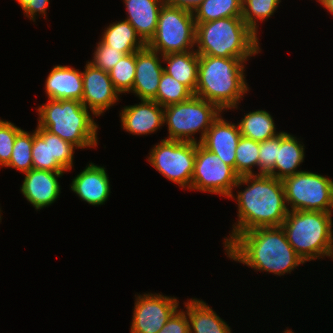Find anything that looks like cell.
I'll return each instance as SVG.
<instances>
[{
  "label": "cell",
  "mask_w": 333,
  "mask_h": 333,
  "mask_svg": "<svg viewBox=\"0 0 333 333\" xmlns=\"http://www.w3.org/2000/svg\"><path fill=\"white\" fill-rule=\"evenodd\" d=\"M242 185L246 186L243 191L228 197L236 201L238 215L229 237L224 238V248L242 232L281 226L289 212L281 179L266 174L246 175L238 178L234 188Z\"/></svg>",
  "instance_id": "cell-1"
},
{
  "label": "cell",
  "mask_w": 333,
  "mask_h": 333,
  "mask_svg": "<svg viewBox=\"0 0 333 333\" xmlns=\"http://www.w3.org/2000/svg\"><path fill=\"white\" fill-rule=\"evenodd\" d=\"M136 68V52L126 54L120 61L108 71L109 77L115 89L122 93H130L134 85Z\"/></svg>",
  "instance_id": "cell-32"
},
{
  "label": "cell",
  "mask_w": 333,
  "mask_h": 333,
  "mask_svg": "<svg viewBox=\"0 0 333 333\" xmlns=\"http://www.w3.org/2000/svg\"><path fill=\"white\" fill-rule=\"evenodd\" d=\"M194 94L181 82L163 71L156 94V102L162 107L189 100Z\"/></svg>",
  "instance_id": "cell-30"
},
{
  "label": "cell",
  "mask_w": 333,
  "mask_h": 333,
  "mask_svg": "<svg viewBox=\"0 0 333 333\" xmlns=\"http://www.w3.org/2000/svg\"><path fill=\"white\" fill-rule=\"evenodd\" d=\"M277 157V136L259 142V175L274 177V165Z\"/></svg>",
  "instance_id": "cell-35"
},
{
  "label": "cell",
  "mask_w": 333,
  "mask_h": 333,
  "mask_svg": "<svg viewBox=\"0 0 333 333\" xmlns=\"http://www.w3.org/2000/svg\"><path fill=\"white\" fill-rule=\"evenodd\" d=\"M282 183L289 211L333 212V179L304 170Z\"/></svg>",
  "instance_id": "cell-9"
},
{
  "label": "cell",
  "mask_w": 333,
  "mask_h": 333,
  "mask_svg": "<svg viewBox=\"0 0 333 333\" xmlns=\"http://www.w3.org/2000/svg\"><path fill=\"white\" fill-rule=\"evenodd\" d=\"M164 71L185 85L193 94L198 82L199 55L195 50L163 56Z\"/></svg>",
  "instance_id": "cell-24"
},
{
  "label": "cell",
  "mask_w": 333,
  "mask_h": 333,
  "mask_svg": "<svg viewBox=\"0 0 333 333\" xmlns=\"http://www.w3.org/2000/svg\"><path fill=\"white\" fill-rule=\"evenodd\" d=\"M100 40L111 48L125 54L143 49L146 43L136 33L135 28L126 20L112 22L104 28Z\"/></svg>",
  "instance_id": "cell-25"
},
{
  "label": "cell",
  "mask_w": 333,
  "mask_h": 333,
  "mask_svg": "<svg viewBox=\"0 0 333 333\" xmlns=\"http://www.w3.org/2000/svg\"><path fill=\"white\" fill-rule=\"evenodd\" d=\"M147 161L162 176L179 187H191L196 158V143L162 139L153 145Z\"/></svg>",
  "instance_id": "cell-10"
},
{
  "label": "cell",
  "mask_w": 333,
  "mask_h": 333,
  "mask_svg": "<svg viewBox=\"0 0 333 333\" xmlns=\"http://www.w3.org/2000/svg\"><path fill=\"white\" fill-rule=\"evenodd\" d=\"M175 296L161 293L135 295L130 333H157L179 307Z\"/></svg>",
  "instance_id": "cell-13"
},
{
  "label": "cell",
  "mask_w": 333,
  "mask_h": 333,
  "mask_svg": "<svg viewBox=\"0 0 333 333\" xmlns=\"http://www.w3.org/2000/svg\"><path fill=\"white\" fill-rule=\"evenodd\" d=\"M125 55H126L125 53L109 47L100 40L97 43L96 48L94 50L93 59L90 60L89 62L93 64L95 67L108 72Z\"/></svg>",
  "instance_id": "cell-34"
},
{
  "label": "cell",
  "mask_w": 333,
  "mask_h": 333,
  "mask_svg": "<svg viewBox=\"0 0 333 333\" xmlns=\"http://www.w3.org/2000/svg\"><path fill=\"white\" fill-rule=\"evenodd\" d=\"M84 67L81 102L91 114L98 117L118 103L120 93L115 89L107 71L95 67L89 61Z\"/></svg>",
  "instance_id": "cell-14"
},
{
  "label": "cell",
  "mask_w": 333,
  "mask_h": 333,
  "mask_svg": "<svg viewBox=\"0 0 333 333\" xmlns=\"http://www.w3.org/2000/svg\"><path fill=\"white\" fill-rule=\"evenodd\" d=\"M248 60L199 55L194 95L215 104L222 112L237 110L243 96L250 90L244 73Z\"/></svg>",
  "instance_id": "cell-3"
},
{
  "label": "cell",
  "mask_w": 333,
  "mask_h": 333,
  "mask_svg": "<svg viewBox=\"0 0 333 333\" xmlns=\"http://www.w3.org/2000/svg\"><path fill=\"white\" fill-rule=\"evenodd\" d=\"M1 211H2V210H1V207H0V222H1V220H2V217H1V214H2V213H1Z\"/></svg>",
  "instance_id": "cell-42"
},
{
  "label": "cell",
  "mask_w": 333,
  "mask_h": 333,
  "mask_svg": "<svg viewBox=\"0 0 333 333\" xmlns=\"http://www.w3.org/2000/svg\"><path fill=\"white\" fill-rule=\"evenodd\" d=\"M284 330H285V331H283L282 333H294L293 330H291V329L288 330V328H287V329H284Z\"/></svg>",
  "instance_id": "cell-41"
},
{
  "label": "cell",
  "mask_w": 333,
  "mask_h": 333,
  "mask_svg": "<svg viewBox=\"0 0 333 333\" xmlns=\"http://www.w3.org/2000/svg\"><path fill=\"white\" fill-rule=\"evenodd\" d=\"M163 56L147 45L136 52L135 79L132 91L139 100L156 101L157 89L164 71Z\"/></svg>",
  "instance_id": "cell-16"
},
{
  "label": "cell",
  "mask_w": 333,
  "mask_h": 333,
  "mask_svg": "<svg viewBox=\"0 0 333 333\" xmlns=\"http://www.w3.org/2000/svg\"><path fill=\"white\" fill-rule=\"evenodd\" d=\"M319 4L326 8L330 12L329 14L333 15V0H321Z\"/></svg>",
  "instance_id": "cell-39"
},
{
  "label": "cell",
  "mask_w": 333,
  "mask_h": 333,
  "mask_svg": "<svg viewBox=\"0 0 333 333\" xmlns=\"http://www.w3.org/2000/svg\"><path fill=\"white\" fill-rule=\"evenodd\" d=\"M119 116L123 130L132 135H151L164 127V107L154 100L124 106Z\"/></svg>",
  "instance_id": "cell-17"
},
{
  "label": "cell",
  "mask_w": 333,
  "mask_h": 333,
  "mask_svg": "<svg viewBox=\"0 0 333 333\" xmlns=\"http://www.w3.org/2000/svg\"><path fill=\"white\" fill-rule=\"evenodd\" d=\"M294 135L282 131L277 135V157L274 165V177L284 179L285 177L302 172L297 170L305 158V144Z\"/></svg>",
  "instance_id": "cell-22"
},
{
  "label": "cell",
  "mask_w": 333,
  "mask_h": 333,
  "mask_svg": "<svg viewBox=\"0 0 333 333\" xmlns=\"http://www.w3.org/2000/svg\"><path fill=\"white\" fill-rule=\"evenodd\" d=\"M37 126L68 141L78 149L98 146V125L81 101L48 99L38 106ZM93 116V117H92ZM88 147V148H87Z\"/></svg>",
  "instance_id": "cell-5"
},
{
  "label": "cell",
  "mask_w": 333,
  "mask_h": 333,
  "mask_svg": "<svg viewBox=\"0 0 333 333\" xmlns=\"http://www.w3.org/2000/svg\"><path fill=\"white\" fill-rule=\"evenodd\" d=\"M157 333H190L186 311L177 309Z\"/></svg>",
  "instance_id": "cell-36"
},
{
  "label": "cell",
  "mask_w": 333,
  "mask_h": 333,
  "mask_svg": "<svg viewBox=\"0 0 333 333\" xmlns=\"http://www.w3.org/2000/svg\"><path fill=\"white\" fill-rule=\"evenodd\" d=\"M184 306L190 333H232L227 322L203 300L191 298Z\"/></svg>",
  "instance_id": "cell-23"
},
{
  "label": "cell",
  "mask_w": 333,
  "mask_h": 333,
  "mask_svg": "<svg viewBox=\"0 0 333 333\" xmlns=\"http://www.w3.org/2000/svg\"><path fill=\"white\" fill-rule=\"evenodd\" d=\"M241 136L238 123L236 125L225 120L221 113L208 129L201 144L235 171V150Z\"/></svg>",
  "instance_id": "cell-19"
},
{
  "label": "cell",
  "mask_w": 333,
  "mask_h": 333,
  "mask_svg": "<svg viewBox=\"0 0 333 333\" xmlns=\"http://www.w3.org/2000/svg\"><path fill=\"white\" fill-rule=\"evenodd\" d=\"M235 173L241 177L256 175L253 168L257 166L259 175V142L252 139L240 137L235 150Z\"/></svg>",
  "instance_id": "cell-29"
},
{
  "label": "cell",
  "mask_w": 333,
  "mask_h": 333,
  "mask_svg": "<svg viewBox=\"0 0 333 333\" xmlns=\"http://www.w3.org/2000/svg\"><path fill=\"white\" fill-rule=\"evenodd\" d=\"M203 0H164V3L170 6L194 12Z\"/></svg>",
  "instance_id": "cell-38"
},
{
  "label": "cell",
  "mask_w": 333,
  "mask_h": 333,
  "mask_svg": "<svg viewBox=\"0 0 333 333\" xmlns=\"http://www.w3.org/2000/svg\"><path fill=\"white\" fill-rule=\"evenodd\" d=\"M70 189L80 200L89 205L101 206L105 204L111 193L106 168L90 162L72 179Z\"/></svg>",
  "instance_id": "cell-18"
},
{
  "label": "cell",
  "mask_w": 333,
  "mask_h": 333,
  "mask_svg": "<svg viewBox=\"0 0 333 333\" xmlns=\"http://www.w3.org/2000/svg\"><path fill=\"white\" fill-rule=\"evenodd\" d=\"M74 144L62 140L45 128L33 130L32 162L33 169L67 172L74 167Z\"/></svg>",
  "instance_id": "cell-12"
},
{
  "label": "cell",
  "mask_w": 333,
  "mask_h": 333,
  "mask_svg": "<svg viewBox=\"0 0 333 333\" xmlns=\"http://www.w3.org/2000/svg\"><path fill=\"white\" fill-rule=\"evenodd\" d=\"M128 21L147 44L155 35L164 0H123Z\"/></svg>",
  "instance_id": "cell-21"
},
{
  "label": "cell",
  "mask_w": 333,
  "mask_h": 333,
  "mask_svg": "<svg viewBox=\"0 0 333 333\" xmlns=\"http://www.w3.org/2000/svg\"><path fill=\"white\" fill-rule=\"evenodd\" d=\"M281 0H242V19L258 36V21L268 20L276 12Z\"/></svg>",
  "instance_id": "cell-28"
},
{
  "label": "cell",
  "mask_w": 333,
  "mask_h": 333,
  "mask_svg": "<svg viewBox=\"0 0 333 333\" xmlns=\"http://www.w3.org/2000/svg\"><path fill=\"white\" fill-rule=\"evenodd\" d=\"M239 176L215 153L196 143V158L190 190L221 195L228 198L234 194Z\"/></svg>",
  "instance_id": "cell-11"
},
{
  "label": "cell",
  "mask_w": 333,
  "mask_h": 333,
  "mask_svg": "<svg viewBox=\"0 0 333 333\" xmlns=\"http://www.w3.org/2000/svg\"><path fill=\"white\" fill-rule=\"evenodd\" d=\"M196 23L193 12L163 4L155 35L146 44L162 56L195 50Z\"/></svg>",
  "instance_id": "cell-8"
},
{
  "label": "cell",
  "mask_w": 333,
  "mask_h": 333,
  "mask_svg": "<svg viewBox=\"0 0 333 333\" xmlns=\"http://www.w3.org/2000/svg\"><path fill=\"white\" fill-rule=\"evenodd\" d=\"M195 51L198 55L250 59L261 53L259 37L242 17L196 23Z\"/></svg>",
  "instance_id": "cell-4"
},
{
  "label": "cell",
  "mask_w": 333,
  "mask_h": 333,
  "mask_svg": "<svg viewBox=\"0 0 333 333\" xmlns=\"http://www.w3.org/2000/svg\"><path fill=\"white\" fill-rule=\"evenodd\" d=\"M50 0H30L28 6L23 10L25 17L36 22V17L43 15L47 19L46 11Z\"/></svg>",
  "instance_id": "cell-37"
},
{
  "label": "cell",
  "mask_w": 333,
  "mask_h": 333,
  "mask_svg": "<svg viewBox=\"0 0 333 333\" xmlns=\"http://www.w3.org/2000/svg\"><path fill=\"white\" fill-rule=\"evenodd\" d=\"M224 250L229 259L275 276L291 274L305 263L289 244L281 226L242 232Z\"/></svg>",
  "instance_id": "cell-2"
},
{
  "label": "cell",
  "mask_w": 333,
  "mask_h": 333,
  "mask_svg": "<svg viewBox=\"0 0 333 333\" xmlns=\"http://www.w3.org/2000/svg\"><path fill=\"white\" fill-rule=\"evenodd\" d=\"M32 145L33 132L22 129L15 138L10 161L5 167L16 169L22 174L33 169Z\"/></svg>",
  "instance_id": "cell-31"
},
{
  "label": "cell",
  "mask_w": 333,
  "mask_h": 333,
  "mask_svg": "<svg viewBox=\"0 0 333 333\" xmlns=\"http://www.w3.org/2000/svg\"><path fill=\"white\" fill-rule=\"evenodd\" d=\"M332 212L289 211L281 227L288 242L304 262L333 260ZM324 257V258H323Z\"/></svg>",
  "instance_id": "cell-6"
},
{
  "label": "cell",
  "mask_w": 333,
  "mask_h": 333,
  "mask_svg": "<svg viewBox=\"0 0 333 333\" xmlns=\"http://www.w3.org/2000/svg\"><path fill=\"white\" fill-rule=\"evenodd\" d=\"M195 23L241 17L242 0H203L193 12Z\"/></svg>",
  "instance_id": "cell-27"
},
{
  "label": "cell",
  "mask_w": 333,
  "mask_h": 333,
  "mask_svg": "<svg viewBox=\"0 0 333 333\" xmlns=\"http://www.w3.org/2000/svg\"><path fill=\"white\" fill-rule=\"evenodd\" d=\"M48 99L82 100V71L68 65H55L45 80Z\"/></svg>",
  "instance_id": "cell-20"
},
{
  "label": "cell",
  "mask_w": 333,
  "mask_h": 333,
  "mask_svg": "<svg viewBox=\"0 0 333 333\" xmlns=\"http://www.w3.org/2000/svg\"><path fill=\"white\" fill-rule=\"evenodd\" d=\"M20 5L22 11L28 6L30 0H16Z\"/></svg>",
  "instance_id": "cell-40"
},
{
  "label": "cell",
  "mask_w": 333,
  "mask_h": 333,
  "mask_svg": "<svg viewBox=\"0 0 333 333\" xmlns=\"http://www.w3.org/2000/svg\"><path fill=\"white\" fill-rule=\"evenodd\" d=\"M243 116L238 125L241 135L245 138L262 142L282 133V131H276L273 117L266 110H253Z\"/></svg>",
  "instance_id": "cell-26"
},
{
  "label": "cell",
  "mask_w": 333,
  "mask_h": 333,
  "mask_svg": "<svg viewBox=\"0 0 333 333\" xmlns=\"http://www.w3.org/2000/svg\"><path fill=\"white\" fill-rule=\"evenodd\" d=\"M64 173L66 172L31 169L24 173L20 191L37 211L51 206L61 194L58 178H61Z\"/></svg>",
  "instance_id": "cell-15"
},
{
  "label": "cell",
  "mask_w": 333,
  "mask_h": 333,
  "mask_svg": "<svg viewBox=\"0 0 333 333\" xmlns=\"http://www.w3.org/2000/svg\"><path fill=\"white\" fill-rule=\"evenodd\" d=\"M221 113L215 104L195 95L187 101L166 106L164 125L169 135L165 139L201 143ZM198 132L199 140L194 136Z\"/></svg>",
  "instance_id": "cell-7"
},
{
  "label": "cell",
  "mask_w": 333,
  "mask_h": 333,
  "mask_svg": "<svg viewBox=\"0 0 333 333\" xmlns=\"http://www.w3.org/2000/svg\"><path fill=\"white\" fill-rule=\"evenodd\" d=\"M21 130L14 123L0 118V168L9 163L15 138Z\"/></svg>",
  "instance_id": "cell-33"
}]
</instances>
